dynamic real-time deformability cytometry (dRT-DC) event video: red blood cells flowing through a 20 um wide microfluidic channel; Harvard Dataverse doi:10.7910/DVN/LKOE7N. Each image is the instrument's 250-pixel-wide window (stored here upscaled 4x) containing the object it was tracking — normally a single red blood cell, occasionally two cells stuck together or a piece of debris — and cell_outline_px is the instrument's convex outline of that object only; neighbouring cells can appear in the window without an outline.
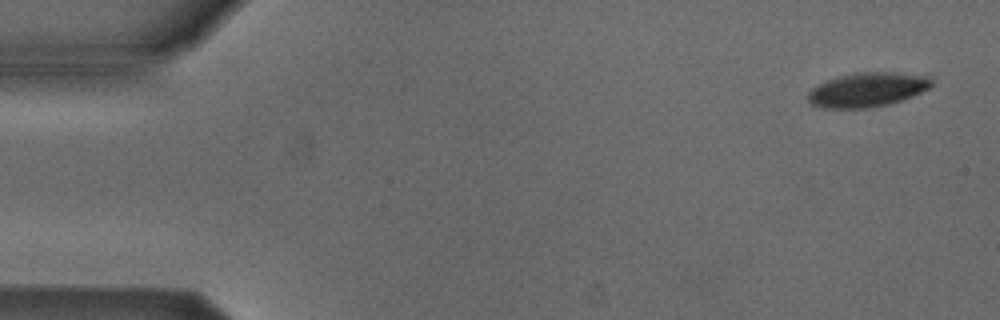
{"species": "Egyptian fruit bat (a non-hibernating species)", "species_latin": "Rousettus aegyptiacus", "temperature_condition": "cold", "stored_images_in_passage": 6, "camera_frame_rate_fps": 3000, "um_per_image_px": 0.085, "animal": {"sex": "male"}, "frame": {"image": 1, "passage_image": 1, "time_ms": 0.0, "image_size_px": [1000, 320], "cell_outline_px": [[932, 88], [912, 96], [888, 104], [868, 108], [820, 108], [812, 104], [808, 100], [808, 92], [812, 88], [828, 80], [840, 76], [856, 72], [900, 72], [932, 76]], "centroid_in_image_um": [73.78, 7.61], "position_along_channel_um": 11.2, "area_um2": 24.85}}
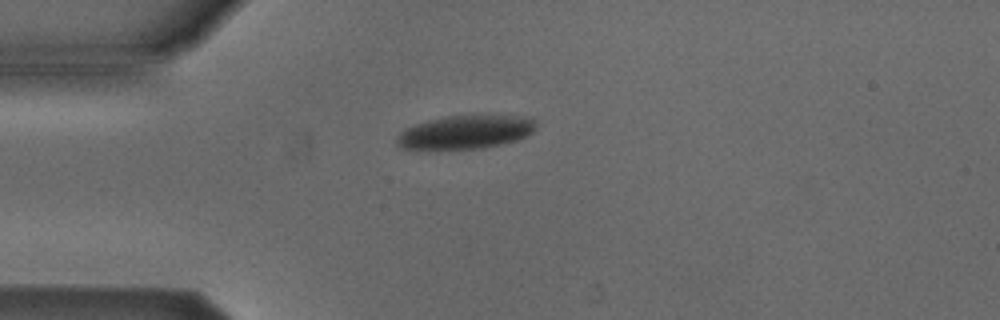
{"frame": {"image": 2, "passage_image": 4, "time_ms": 3.667, "image_size_px": [1000, 320], "cell_outline_px": [[536, 124], [532, 132], [524, 136], [500, 144], [484, 148], [400, 148], [396, 144], [396, 136], [404, 128], [428, 120], [444, 116], [524, 116], [536, 120]], "centroid_in_image_um": [39.52, 11.21], "position_along_channel_um": 45.5, "area_um2": 26.59}}